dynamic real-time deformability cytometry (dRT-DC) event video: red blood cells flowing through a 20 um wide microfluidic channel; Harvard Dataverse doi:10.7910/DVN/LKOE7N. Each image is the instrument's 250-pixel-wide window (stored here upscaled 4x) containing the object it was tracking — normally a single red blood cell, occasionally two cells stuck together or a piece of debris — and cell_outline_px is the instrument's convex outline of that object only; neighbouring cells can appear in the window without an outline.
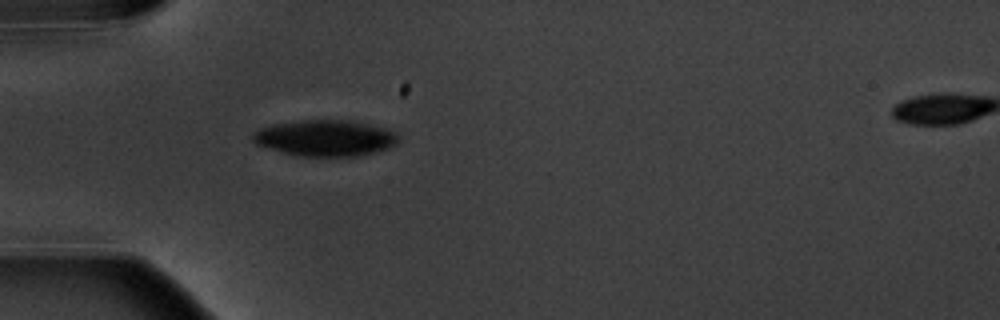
{"species": "common noctule bat (a hibernating species)", "species_latin": "Nyctalus noctula", "temperature_condition": "warm", "stored_images_in_passage": 2, "segment_of_instrument_passage": [1, 2], "camera_frame_rate_fps": 3000, "um_per_image_px": 0.085, "animal": {"sex": "male", "body_mass_g": 20.1, "forearm_length_mm": 53.5}, "frame": {"image": 1, "passage_image": 1, "time_ms": 0.0, "image_size_px": [1000, 320], "cell_outline_px": [[400, 140], [396, 144], [388, 148], [376, 152], [356, 156], [296, 156], [280, 152], [256, 144], [252, 140], [252, 132], [260, 128], [272, 124], [304, 120], [344, 120], [384, 128], [396, 132], [400, 136]], "centroid_in_image_um": [27.62, 11.74], "position_along_channel_um": 57.4, "area_um2": 30.69}}